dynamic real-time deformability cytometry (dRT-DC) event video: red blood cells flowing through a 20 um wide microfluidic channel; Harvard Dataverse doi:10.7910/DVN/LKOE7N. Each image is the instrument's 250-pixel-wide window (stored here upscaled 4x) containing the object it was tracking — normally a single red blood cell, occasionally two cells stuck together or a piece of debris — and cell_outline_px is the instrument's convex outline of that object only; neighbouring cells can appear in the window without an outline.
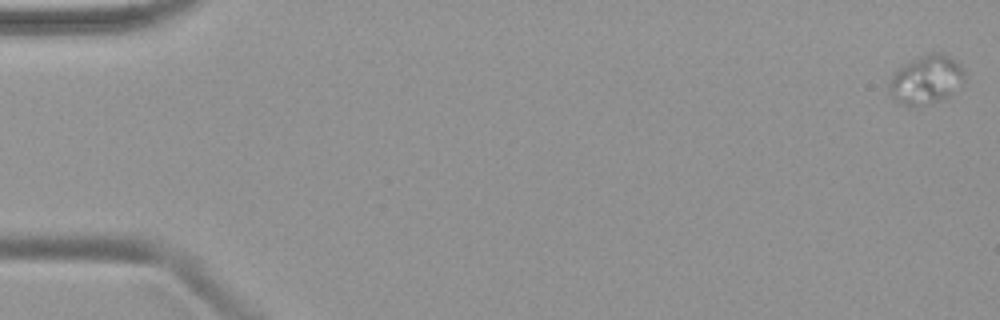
{"species": "common noctule bat (a hibernating species)", "species_latin": "Nyctalus noctula", "temperature_condition": "warm", "stored_images_in_passage": 50, "camera_frame_rate_fps": 3000, "um_per_image_px": 0.085, "animal": {"sex": "female", "body_mass_g": 19.9}, "frame": {"image": 1, "passage_image": 1, "time_ms": 0.0, "image_size_px": [1000, 320], "cell_outline_px": [[964, 84], [952, 96], [944, 100], [912, 108], [908, 108], [900, 104], [888, 92], [888, 84], [892, 76], [904, 64], [928, 52], [940, 52], [948, 56], [960, 64], [964, 68]], "centroid_in_image_um": [78.76, 6.82], "position_along_channel_um": 6.2, "area_um2": 22.08}}
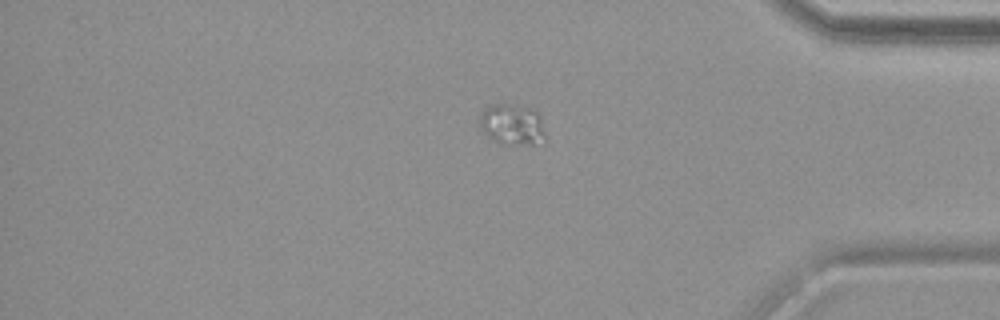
{"frame": {"image": 2, "passage_image": 42, "time_ms": 13.667, "image_size_px": [1000, 320], "cell_outline_px": [[544, 140], [532, 144], [520, 144], [492, 140], [480, 128], [480, 112], [492, 104], [508, 104], [528, 108], [536, 112], [540, 120], [544, 136]], "centroid_in_image_um": [43.48, 10.56], "position_along_channel_um": 391.7, "area_um2": 15.03}}
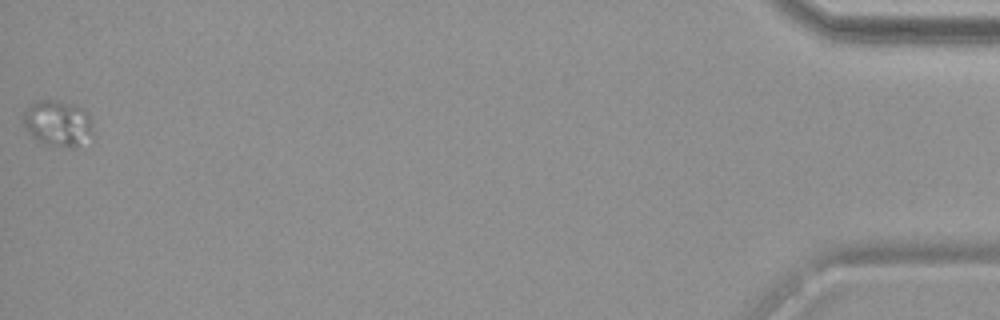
{"frame": {"image": 3, "passage_image": 50, "time_ms": 16.333, "image_size_px": [1000, 320], "cell_outline_px": [[92, 132], [76, 148], [72, 148], [44, 144], [36, 140], [24, 128], [24, 112], [28, 104], [36, 100], [60, 100], [76, 104], [88, 112]], "centroid_in_image_um": [4.87, 10.45], "position_along_channel_um": 430.3, "area_um2": 18.79}}